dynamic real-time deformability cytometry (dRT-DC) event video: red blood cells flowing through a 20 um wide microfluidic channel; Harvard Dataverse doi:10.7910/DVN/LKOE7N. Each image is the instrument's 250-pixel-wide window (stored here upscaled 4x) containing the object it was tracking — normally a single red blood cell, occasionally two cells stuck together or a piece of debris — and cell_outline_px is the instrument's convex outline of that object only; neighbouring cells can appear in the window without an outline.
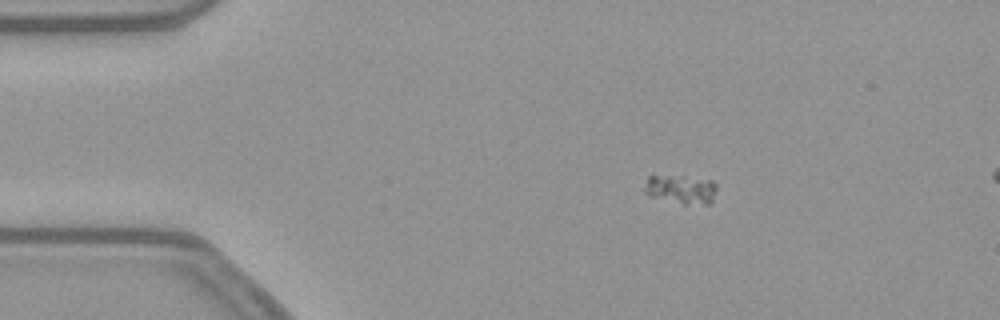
{"species": "common noctule bat (a hibernating species)", "species_latin": "Nyctalus noctula", "temperature_condition": "warm", "stored_images_in_passage": 47, "segment_of_instrument_passage": [1, 2], "camera_frame_rate_fps": 3000, "um_per_image_px": 0.085, "animal": {"sex": "female", "body_mass_g": 21.9}, "frame": {"image": 1, "passage_image": 2, "time_ms": 0.333, "image_size_px": [1000, 320], "cell_outline_px": [[716, 188], [712, 204], [684, 204], [648, 196], [644, 192], [644, 188], [648, 176], [684, 176], [712, 180], [716, 184]], "centroid_in_image_um": [57.89, 16.1], "position_along_channel_um": 27.1, "area_um2": 12.25}}
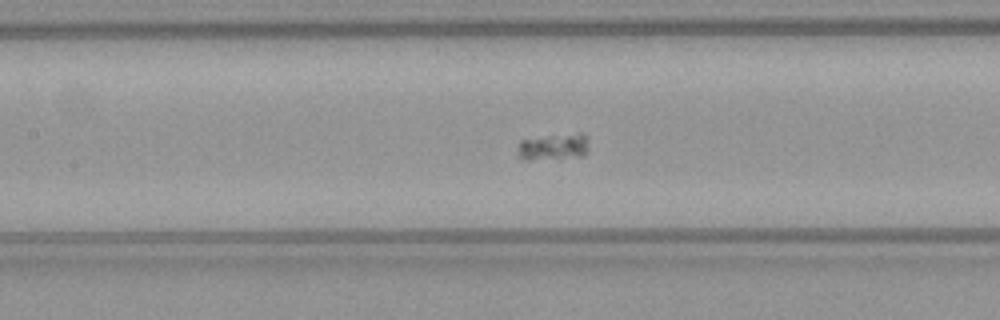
{"frame": {"image": 2, "passage_image": 17, "time_ms": 5.333, "image_size_px": [1000, 320], "cell_outline_px": [[588, 152], [584, 156], [528, 160], [524, 160], [516, 156], [516, 152], [520, 140], [580, 132], [584, 132]], "centroid_in_image_um": [47.01, 12.49], "position_along_channel_um": 160.4, "area_um2": 11.04}}
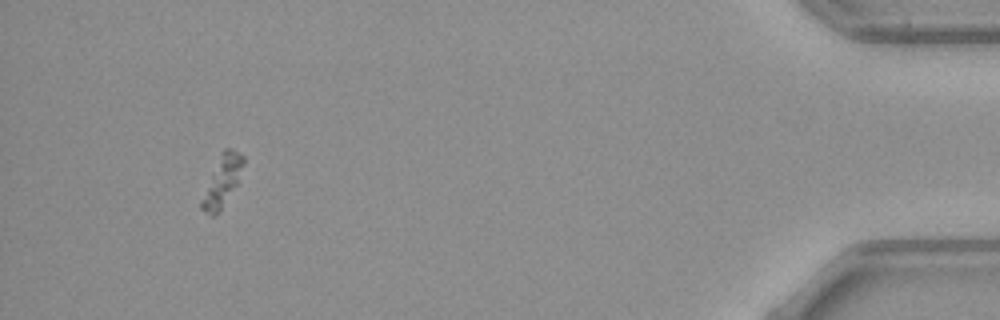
{"frame": {"image": 3, "passage_image": 43, "time_ms": 14.0, "image_size_px": [1000, 320], "cell_outline_px": [[244, 164], [236, 184], [220, 212], [216, 216], [212, 216], [200, 208], [200, 200], [220, 152], [224, 148], [232, 148], [244, 156]], "centroid_in_image_um": [18.86, 15.39], "position_along_channel_um": 416.3, "area_um2": 12.25}}